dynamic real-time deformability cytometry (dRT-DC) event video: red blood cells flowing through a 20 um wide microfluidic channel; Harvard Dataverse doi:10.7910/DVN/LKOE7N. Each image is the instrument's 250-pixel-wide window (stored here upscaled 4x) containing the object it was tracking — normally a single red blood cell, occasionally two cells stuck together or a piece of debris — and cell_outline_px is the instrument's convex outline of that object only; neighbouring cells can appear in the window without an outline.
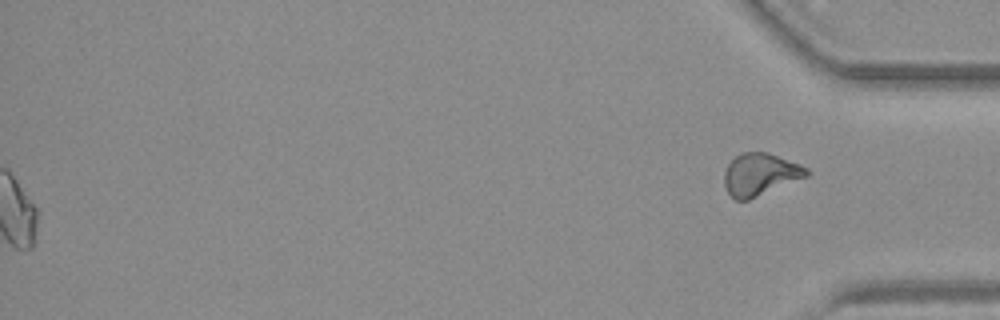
{"species": "common noctule bat (a hibernating species)", "species_latin": "Nyctalus noctula", "temperature_condition": "warm", "stored_images_in_passage": 53, "segment_of_instrument_passage": [2, 2], "camera_frame_rate_fps": 3000, "um_per_image_px": 0.085, "animal": {"sex": "female", "body_mass_g": 19.3, "forearm_length_mm": 54.1}, "frame": {"image": 1, "passage_image": 53, "time_ms": 17.333, "image_size_px": [1000, 320], "cell_outline_px": [[808, 176], [748, 200], [736, 200], [728, 192], [724, 184], [724, 172], [728, 164], [740, 152], [768, 152], [800, 164], [808, 168]], "centroid_in_image_um": [64.61, 14.81], "position_along_channel_um": 370.6, "area_um2": 20.17}}